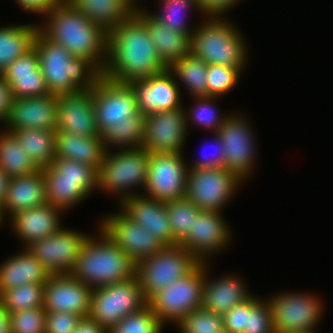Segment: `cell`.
<instances>
[{
    "label": "cell",
    "mask_w": 333,
    "mask_h": 333,
    "mask_svg": "<svg viewBox=\"0 0 333 333\" xmlns=\"http://www.w3.org/2000/svg\"><path fill=\"white\" fill-rule=\"evenodd\" d=\"M92 96L97 128L105 147L141 148L145 116L138 111L131 84L100 75L92 88Z\"/></svg>",
    "instance_id": "cell-1"
},
{
    "label": "cell",
    "mask_w": 333,
    "mask_h": 333,
    "mask_svg": "<svg viewBox=\"0 0 333 333\" xmlns=\"http://www.w3.org/2000/svg\"><path fill=\"white\" fill-rule=\"evenodd\" d=\"M146 25L134 14L108 32L107 58L101 75L130 83L167 70Z\"/></svg>",
    "instance_id": "cell-2"
},
{
    "label": "cell",
    "mask_w": 333,
    "mask_h": 333,
    "mask_svg": "<svg viewBox=\"0 0 333 333\" xmlns=\"http://www.w3.org/2000/svg\"><path fill=\"white\" fill-rule=\"evenodd\" d=\"M45 14L48 15L47 25L39 30L74 57L87 59L102 72L107 58L108 33L74 5L61 2Z\"/></svg>",
    "instance_id": "cell-3"
},
{
    "label": "cell",
    "mask_w": 333,
    "mask_h": 333,
    "mask_svg": "<svg viewBox=\"0 0 333 333\" xmlns=\"http://www.w3.org/2000/svg\"><path fill=\"white\" fill-rule=\"evenodd\" d=\"M33 47L50 94L91 90L101 72L87 59L74 57L66 48L48 39L40 30Z\"/></svg>",
    "instance_id": "cell-4"
},
{
    "label": "cell",
    "mask_w": 333,
    "mask_h": 333,
    "mask_svg": "<svg viewBox=\"0 0 333 333\" xmlns=\"http://www.w3.org/2000/svg\"><path fill=\"white\" fill-rule=\"evenodd\" d=\"M100 233V241L87 238L70 273L92 289L126 281L135 275L132 259L101 229Z\"/></svg>",
    "instance_id": "cell-5"
},
{
    "label": "cell",
    "mask_w": 333,
    "mask_h": 333,
    "mask_svg": "<svg viewBox=\"0 0 333 333\" xmlns=\"http://www.w3.org/2000/svg\"><path fill=\"white\" fill-rule=\"evenodd\" d=\"M237 29L223 18H209L190 36V54L208 65H223L243 70L246 46Z\"/></svg>",
    "instance_id": "cell-6"
},
{
    "label": "cell",
    "mask_w": 333,
    "mask_h": 333,
    "mask_svg": "<svg viewBox=\"0 0 333 333\" xmlns=\"http://www.w3.org/2000/svg\"><path fill=\"white\" fill-rule=\"evenodd\" d=\"M98 171L79 161L55 157L43 168L47 203L67 209L98 188Z\"/></svg>",
    "instance_id": "cell-7"
},
{
    "label": "cell",
    "mask_w": 333,
    "mask_h": 333,
    "mask_svg": "<svg viewBox=\"0 0 333 333\" xmlns=\"http://www.w3.org/2000/svg\"><path fill=\"white\" fill-rule=\"evenodd\" d=\"M200 262L179 244L164 246L135 264V276L147 301L174 281L188 275Z\"/></svg>",
    "instance_id": "cell-8"
},
{
    "label": "cell",
    "mask_w": 333,
    "mask_h": 333,
    "mask_svg": "<svg viewBox=\"0 0 333 333\" xmlns=\"http://www.w3.org/2000/svg\"><path fill=\"white\" fill-rule=\"evenodd\" d=\"M206 262H200L188 275L155 293L148 305L164 324L178 323L193 310L202 307Z\"/></svg>",
    "instance_id": "cell-9"
},
{
    "label": "cell",
    "mask_w": 333,
    "mask_h": 333,
    "mask_svg": "<svg viewBox=\"0 0 333 333\" xmlns=\"http://www.w3.org/2000/svg\"><path fill=\"white\" fill-rule=\"evenodd\" d=\"M148 304L138 278L92 289L89 317L107 331Z\"/></svg>",
    "instance_id": "cell-10"
},
{
    "label": "cell",
    "mask_w": 333,
    "mask_h": 333,
    "mask_svg": "<svg viewBox=\"0 0 333 333\" xmlns=\"http://www.w3.org/2000/svg\"><path fill=\"white\" fill-rule=\"evenodd\" d=\"M150 153L144 148L122 149L116 154L106 152L98 169V188L122 193L121 200L134 196L130 188L145 187ZM127 191V192H126ZM126 192V195L125 193ZM124 193V195H123ZM128 193V194H127Z\"/></svg>",
    "instance_id": "cell-11"
},
{
    "label": "cell",
    "mask_w": 333,
    "mask_h": 333,
    "mask_svg": "<svg viewBox=\"0 0 333 333\" xmlns=\"http://www.w3.org/2000/svg\"><path fill=\"white\" fill-rule=\"evenodd\" d=\"M242 180L225 167L189 168L186 197L200 210L220 212Z\"/></svg>",
    "instance_id": "cell-12"
},
{
    "label": "cell",
    "mask_w": 333,
    "mask_h": 333,
    "mask_svg": "<svg viewBox=\"0 0 333 333\" xmlns=\"http://www.w3.org/2000/svg\"><path fill=\"white\" fill-rule=\"evenodd\" d=\"M275 333H311L322 316L319 299L309 294L281 293L268 301Z\"/></svg>",
    "instance_id": "cell-13"
},
{
    "label": "cell",
    "mask_w": 333,
    "mask_h": 333,
    "mask_svg": "<svg viewBox=\"0 0 333 333\" xmlns=\"http://www.w3.org/2000/svg\"><path fill=\"white\" fill-rule=\"evenodd\" d=\"M181 155L150 153L145 183L149 195L146 197L164 202L186 197L189 168Z\"/></svg>",
    "instance_id": "cell-14"
},
{
    "label": "cell",
    "mask_w": 333,
    "mask_h": 333,
    "mask_svg": "<svg viewBox=\"0 0 333 333\" xmlns=\"http://www.w3.org/2000/svg\"><path fill=\"white\" fill-rule=\"evenodd\" d=\"M89 236L62 228L53 235L36 240L26 248L50 274H70Z\"/></svg>",
    "instance_id": "cell-15"
},
{
    "label": "cell",
    "mask_w": 333,
    "mask_h": 333,
    "mask_svg": "<svg viewBox=\"0 0 333 333\" xmlns=\"http://www.w3.org/2000/svg\"><path fill=\"white\" fill-rule=\"evenodd\" d=\"M187 119L188 114L182 108L146 115L142 148L153 154L181 153Z\"/></svg>",
    "instance_id": "cell-16"
},
{
    "label": "cell",
    "mask_w": 333,
    "mask_h": 333,
    "mask_svg": "<svg viewBox=\"0 0 333 333\" xmlns=\"http://www.w3.org/2000/svg\"><path fill=\"white\" fill-rule=\"evenodd\" d=\"M121 213L109 215L99 227L132 261L137 264L164 247L153 234Z\"/></svg>",
    "instance_id": "cell-17"
},
{
    "label": "cell",
    "mask_w": 333,
    "mask_h": 333,
    "mask_svg": "<svg viewBox=\"0 0 333 333\" xmlns=\"http://www.w3.org/2000/svg\"><path fill=\"white\" fill-rule=\"evenodd\" d=\"M249 124L239 115H229L217 131L225 151V168L246 178L253 169L254 141Z\"/></svg>",
    "instance_id": "cell-18"
},
{
    "label": "cell",
    "mask_w": 333,
    "mask_h": 333,
    "mask_svg": "<svg viewBox=\"0 0 333 333\" xmlns=\"http://www.w3.org/2000/svg\"><path fill=\"white\" fill-rule=\"evenodd\" d=\"M92 288L71 274H51L44 285L46 312H68L89 316Z\"/></svg>",
    "instance_id": "cell-19"
},
{
    "label": "cell",
    "mask_w": 333,
    "mask_h": 333,
    "mask_svg": "<svg viewBox=\"0 0 333 333\" xmlns=\"http://www.w3.org/2000/svg\"><path fill=\"white\" fill-rule=\"evenodd\" d=\"M57 129L79 136H99L92 89L58 94Z\"/></svg>",
    "instance_id": "cell-20"
},
{
    "label": "cell",
    "mask_w": 333,
    "mask_h": 333,
    "mask_svg": "<svg viewBox=\"0 0 333 333\" xmlns=\"http://www.w3.org/2000/svg\"><path fill=\"white\" fill-rule=\"evenodd\" d=\"M168 69L150 78L130 82L138 111L144 116L181 107L179 86Z\"/></svg>",
    "instance_id": "cell-21"
},
{
    "label": "cell",
    "mask_w": 333,
    "mask_h": 333,
    "mask_svg": "<svg viewBox=\"0 0 333 333\" xmlns=\"http://www.w3.org/2000/svg\"><path fill=\"white\" fill-rule=\"evenodd\" d=\"M228 239L230 232L221 212L202 211L194 218L193 229L178 244L199 262H205V256L224 248Z\"/></svg>",
    "instance_id": "cell-22"
},
{
    "label": "cell",
    "mask_w": 333,
    "mask_h": 333,
    "mask_svg": "<svg viewBox=\"0 0 333 333\" xmlns=\"http://www.w3.org/2000/svg\"><path fill=\"white\" fill-rule=\"evenodd\" d=\"M57 105L55 94L14 98L5 122L6 131L29 128L56 131Z\"/></svg>",
    "instance_id": "cell-23"
},
{
    "label": "cell",
    "mask_w": 333,
    "mask_h": 333,
    "mask_svg": "<svg viewBox=\"0 0 333 333\" xmlns=\"http://www.w3.org/2000/svg\"><path fill=\"white\" fill-rule=\"evenodd\" d=\"M120 202L122 212L149 230L164 246L178 245L173 236L164 201L136 194Z\"/></svg>",
    "instance_id": "cell-24"
},
{
    "label": "cell",
    "mask_w": 333,
    "mask_h": 333,
    "mask_svg": "<svg viewBox=\"0 0 333 333\" xmlns=\"http://www.w3.org/2000/svg\"><path fill=\"white\" fill-rule=\"evenodd\" d=\"M11 86L13 98L49 95L45 78L39 68L37 50L33 47L25 55L15 59L1 73Z\"/></svg>",
    "instance_id": "cell-25"
},
{
    "label": "cell",
    "mask_w": 333,
    "mask_h": 333,
    "mask_svg": "<svg viewBox=\"0 0 333 333\" xmlns=\"http://www.w3.org/2000/svg\"><path fill=\"white\" fill-rule=\"evenodd\" d=\"M62 208L49 203L45 205L16 212L12 215V224L16 235L21 238L27 247L36 240L53 235L60 231V215Z\"/></svg>",
    "instance_id": "cell-26"
},
{
    "label": "cell",
    "mask_w": 333,
    "mask_h": 333,
    "mask_svg": "<svg viewBox=\"0 0 333 333\" xmlns=\"http://www.w3.org/2000/svg\"><path fill=\"white\" fill-rule=\"evenodd\" d=\"M137 9L135 15L146 25L162 62L168 68L190 54V37L186 33L167 29L151 13Z\"/></svg>",
    "instance_id": "cell-27"
},
{
    "label": "cell",
    "mask_w": 333,
    "mask_h": 333,
    "mask_svg": "<svg viewBox=\"0 0 333 333\" xmlns=\"http://www.w3.org/2000/svg\"><path fill=\"white\" fill-rule=\"evenodd\" d=\"M47 203L43 169L30 175L10 178L6 198L2 207L3 214L11 216L16 212L39 207Z\"/></svg>",
    "instance_id": "cell-28"
},
{
    "label": "cell",
    "mask_w": 333,
    "mask_h": 333,
    "mask_svg": "<svg viewBox=\"0 0 333 333\" xmlns=\"http://www.w3.org/2000/svg\"><path fill=\"white\" fill-rule=\"evenodd\" d=\"M55 157L79 161L94 167L97 171L108 148L101 136H79L74 133L56 131Z\"/></svg>",
    "instance_id": "cell-29"
},
{
    "label": "cell",
    "mask_w": 333,
    "mask_h": 333,
    "mask_svg": "<svg viewBox=\"0 0 333 333\" xmlns=\"http://www.w3.org/2000/svg\"><path fill=\"white\" fill-rule=\"evenodd\" d=\"M49 271L26 248L0 265V293L27 283L45 284Z\"/></svg>",
    "instance_id": "cell-30"
},
{
    "label": "cell",
    "mask_w": 333,
    "mask_h": 333,
    "mask_svg": "<svg viewBox=\"0 0 333 333\" xmlns=\"http://www.w3.org/2000/svg\"><path fill=\"white\" fill-rule=\"evenodd\" d=\"M240 279L234 276L204 281L202 308L223 316L230 309L251 297Z\"/></svg>",
    "instance_id": "cell-31"
},
{
    "label": "cell",
    "mask_w": 333,
    "mask_h": 333,
    "mask_svg": "<svg viewBox=\"0 0 333 333\" xmlns=\"http://www.w3.org/2000/svg\"><path fill=\"white\" fill-rule=\"evenodd\" d=\"M134 3L135 0H81L76 7L108 33L135 14Z\"/></svg>",
    "instance_id": "cell-32"
},
{
    "label": "cell",
    "mask_w": 333,
    "mask_h": 333,
    "mask_svg": "<svg viewBox=\"0 0 333 333\" xmlns=\"http://www.w3.org/2000/svg\"><path fill=\"white\" fill-rule=\"evenodd\" d=\"M9 132L15 135L22 148L40 169L52 164L56 152V131L29 128Z\"/></svg>",
    "instance_id": "cell-33"
},
{
    "label": "cell",
    "mask_w": 333,
    "mask_h": 333,
    "mask_svg": "<svg viewBox=\"0 0 333 333\" xmlns=\"http://www.w3.org/2000/svg\"><path fill=\"white\" fill-rule=\"evenodd\" d=\"M38 30L34 24L0 28V73L33 48Z\"/></svg>",
    "instance_id": "cell-34"
},
{
    "label": "cell",
    "mask_w": 333,
    "mask_h": 333,
    "mask_svg": "<svg viewBox=\"0 0 333 333\" xmlns=\"http://www.w3.org/2000/svg\"><path fill=\"white\" fill-rule=\"evenodd\" d=\"M0 169L11 178L30 175L40 170L15 135L6 130L0 134Z\"/></svg>",
    "instance_id": "cell-35"
},
{
    "label": "cell",
    "mask_w": 333,
    "mask_h": 333,
    "mask_svg": "<svg viewBox=\"0 0 333 333\" xmlns=\"http://www.w3.org/2000/svg\"><path fill=\"white\" fill-rule=\"evenodd\" d=\"M168 70L177 75L194 97L207 96L208 64L202 59L189 54L174 62Z\"/></svg>",
    "instance_id": "cell-36"
},
{
    "label": "cell",
    "mask_w": 333,
    "mask_h": 333,
    "mask_svg": "<svg viewBox=\"0 0 333 333\" xmlns=\"http://www.w3.org/2000/svg\"><path fill=\"white\" fill-rule=\"evenodd\" d=\"M44 285L27 283L4 290L0 300L8 313L44 306Z\"/></svg>",
    "instance_id": "cell-37"
},
{
    "label": "cell",
    "mask_w": 333,
    "mask_h": 333,
    "mask_svg": "<svg viewBox=\"0 0 333 333\" xmlns=\"http://www.w3.org/2000/svg\"><path fill=\"white\" fill-rule=\"evenodd\" d=\"M171 229L175 240L179 243L193 229L194 218L203 211L187 197L165 202Z\"/></svg>",
    "instance_id": "cell-38"
},
{
    "label": "cell",
    "mask_w": 333,
    "mask_h": 333,
    "mask_svg": "<svg viewBox=\"0 0 333 333\" xmlns=\"http://www.w3.org/2000/svg\"><path fill=\"white\" fill-rule=\"evenodd\" d=\"M163 323L147 304L120 320L108 333H161Z\"/></svg>",
    "instance_id": "cell-39"
},
{
    "label": "cell",
    "mask_w": 333,
    "mask_h": 333,
    "mask_svg": "<svg viewBox=\"0 0 333 333\" xmlns=\"http://www.w3.org/2000/svg\"><path fill=\"white\" fill-rule=\"evenodd\" d=\"M177 326L181 333H226L223 317L202 307L184 316Z\"/></svg>",
    "instance_id": "cell-40"
},
{
    "label": "cell",
    "mask_w": 333,
    "mask_h": 333,
    "mask_svg": "<svg viewBox=\"0 0 333 333\" xmlns=\"http://www.w3.org/2000/svg\"><path fill=\"white\" fill-rule=\"evenodd\" d=\"M164 9L162 14H152L157 20H159L163 25L166 26L167 29L174 30L179 33H186L189 37L192 32L189 30L190 28L186 27L185 17L182 16L186 10L194 6L199 9L196 0H163ZM183 11V12H182Z\"/></svg>",
    "instance_id": "cell-41"
},
{
    "label": "cell",
    "mask_w": 333,
    "mask_h": 333,
    "mask_svg": "<svg viewBox=\"0 0 333 333\" xmlns=\"http://www.w3.org/2000/svg\"><path fill=\"white\" fill-rule=\"evenodd\" d=\"M241 71L235 67L208 65L207 96L218 97L235 87Z\"/></svg>",
    "instance_id": "cell-42"
},
{
    "label": "cell",
    "mask_w": 333,
    "mask_h": 333,
    "mask_svg": "<svg viewBox=\"0 0 333 333\" xmlns=\"http://www.w3.org/2000/svg\"><path fill=\"white\" fill-rule=\"evenodd\" d=\"M44 306L9 313L11 333H45Z\"/></svg>",
    "instance_id": "cell-43"
},
{
    "label": "cell",
    "mask_w": 333,
    "mask_h": 333,
    "mask_svg": "<svg viewBox=\"0 0 333 333\" xmlns=\"http://www.w3.org/2000/svg\"><path fill=\"white\" fill-rule=\"evenodd\" d=\"M253 295L248 298V321L244 333H275L270 305Z\"/></svg>",
    "instance_id": "cell-44"
},
{
    "label": "cell",
    "mask_w": 333,
    "mask_h": 333,
    "mask_svg": "<svg viewBox=\"0 0 333 333\" xmlns=\"http://www.w3.org/2000/svg\"><path fill=\"white\" fill-rule=\"evenodd\" d=\"M195 99H198V102H196V107L193 109H190V116L192 115V118L194 122L199 123V125L204 126L206 128H213L214 133H217L219 128L222 126L223 122L227 119L228 116L225 115V117L220 118L218 117L213 107L211 106L214 102V99H217L216 97L211 96H201V97H195Z\"/></svg>",
    "instance_id": "cell-45"
},
{
    "label": "cell",
    "mask_w": 333,
    "mask_h": 333,
    "mask_svg": "<svg viewBox=\"0 0 333 333\" xmlns=\"http://www.w3.org/2000/svg\"><path fill=\"white\" fill-rule=\"evenodd\" d=\"M83 316L68 312H47L45 333H73Z\"/></svg>",
    "instance_id": "cell-46"
},
{
    "label": "cell",
    "mask_w": 333,
    "mask_h": 333,
    "mask_svg": "<svg viewBox=\"0 0 333 333\" xmlns=\"http://www.w3.org/2000/svg\"><path fill=\"white\" fill-rule=\"evenodd\" d=\"M222 317L226 333H244L248 321V299L230 309Z\"/></svg>",
    "instance_id": "cell-47"
},
{
    "label": "cell",
    "mask_w": 333,
    "mask_h": 333,
    "mask_svg": "<svg viewBox=\"0 0 333 333\" xmlns=\"http://www.w3.org/2000/svg\"><path fill=\"white\" fill-rule=\"evenodd\" d=\"M199 10L210 18H221L238 0H196ZM221 15V16H220Z\"/></svg>",
    "instance_id": "cell-48"
},
{
    "label": "cell",
    "mask_w": 333,
    "mask_h": 333,
    "mask_svg": "<svg viewBox=\"0 0 333 333\" xmlns=\"http://www.w3.org/2000/svg\"><path fill=\"white\" fill-rule=\"evenodd\" d=\"M215 148L216 153L212 154V158L207 156L201 160L194 162V164L190 165L189 168H218V167H225V151L223 143L217 133H215Z\"/></svg>",
    "instance_id": "cell-49"
},
{
    "label": "cell",
    "mask_w": 333,
    "mask_h": 333,
    "mask_svg": "<svg viewBox=\"0 0 333 333\" xmlns=\"http://www.w3.org/2000/svg\"><path fill=\"white\" fill-rule=\"evenodd\" d=\"M13 99L11 86L0 73V121L4 123L6 122Z\"/></svg>",
    "instance_id": "cell-50"
},
{
    "label": "cell",
    "mask_w": 333,
    "mask_h": 333,
    "mask_svg": "<svg viewBox=\"0 0 333 333\" xmlns=\"http://www.w3.org/2000/svg\"><path fill=\"white\" fill-rule=\"evenodd\" d=\"M16 2L27 11L45 14L62 0H16Z\"/></svg>",
    "instance_id": "cell-51"
},
{
    "label": "cell",
    "mask_w": 333,
    "mask_h": 333,
    "mask_svg": "<svg viewBox=\"0 0 333 333\" xmlns=\"http://www.w3.org/2000/svg\"><path fill=\"white\" fill-rule=\"evenodd\" d=\"M73 333H108V331L94 319L82 317Z\"/></svg>",
    "instance_id": "cell-52"
},
{
    "label": "cell",
    "mask_w": 333,
    "mask_h": 333,
    "mask_svg": "<svg viewBox=\"0 0 333 333\" xmlns=\"http://www.w3.org/2000/svg\"><path fill=\"white\" fill-rule=\"evenodd\" d=\"M0 333H11L9 313L0 300Z\"/></svg>",
    "instance_id": "cell-53"
},
{
    "label": "cell",
    "mask_w": 333,
    "mask_h": 333,
    "mask_svg": "<svg viewBox=\"0 0 333 333\" xmlns=\"http://www.w3.org/2000/svg\"><path fill=\"white\" fill-rule=\"evenodd\" d=\"M10 178L4 170L0 169V206L3 205L6 198Z\"/></svg>",
    "instance_id": "cell-54"
},
{
    "label": "cell",
    "mask_w": 333,
    "mask_h": 333,
    "mask_svg": "<svg viewBox=\"0 0 333 333\" xmlns=\"http://www.w3.org/2000/svg\"><path fill=\"white\" fill-rule=\"evenodd\" d=\"M81 0H62V3L76 6Z\"/></svg>",
    "instance_id": "cell-55"
},
{
    "label": "cell",
    "mask_w": 333,
    "mask_h": 333,
    "mask_svg": "<svg viewBox=\"0 0 333 333\" xmlns=\"http://www.w3.org/2000/svg\"><path fill=\"white\" fill-rule=\"evenodd\" d=\"M4 214L2 212V207L0 206V223L3 221Z\"/></svg>",
    "instance_id": "cell-56"
}]
</instances>
